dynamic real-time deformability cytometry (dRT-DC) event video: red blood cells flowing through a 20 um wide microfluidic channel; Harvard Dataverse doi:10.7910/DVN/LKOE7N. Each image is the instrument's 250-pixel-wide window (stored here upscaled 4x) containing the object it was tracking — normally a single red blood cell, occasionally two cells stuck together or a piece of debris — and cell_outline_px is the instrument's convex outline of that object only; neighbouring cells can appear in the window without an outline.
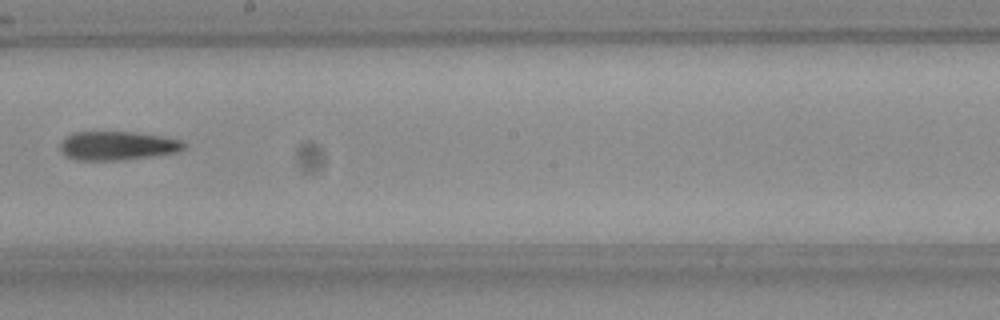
{"species": "Egyptian fruit bat (a non-hibernating species)", "species_latin": "Rousettus aegyptiacus", "temperature_condition": "room temperature", "stored_images_in_passage": 10, "camera_frame_rate_fps": 3000, "um_per_image_px": 0.085, "frame": {"image": 1, "passage_image": 9, "time_ms": 2.667, "image_size_px": [1000, 320], "cell_outline_px": [[188, 144], [180, 152], [152, 156], [116, 160], [76, 160], [68, 156], [60, 148], [60, 144], [72, 132], [132, 132], [160, 136], [184, 140]], "centroid_in_image_um": [10.05, 12.38], "position_along_channel_um": 238.1, "area_um2": 20.63}}
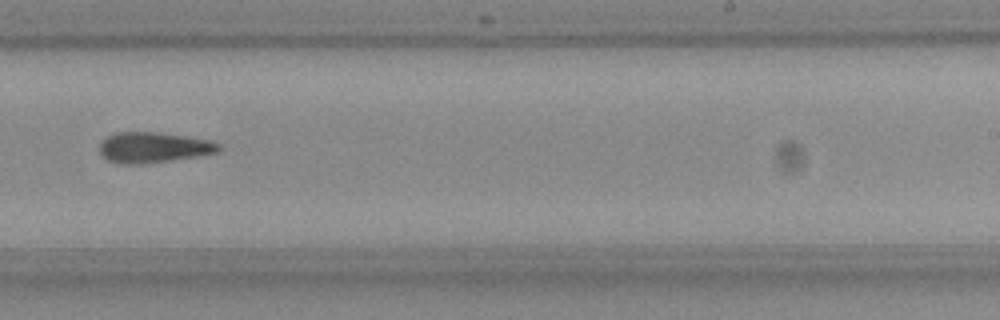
{"frame": {"image": 2, "passage_image": 10, "time_ms": 3.0, "image_size_px": [1000, 320], "cell_outline_px": [[220, 148], [216, 152], [196, 156], [140, 164], [128, 164], [108, 160], [100, 152], [100, 140], [116, 132], [160, 132], [212, 140], [220, 144]], "centroid_in_image_um": [13.04, 12.51], "position_along_channel_um": 276.0, "area_um2": 20.98}}